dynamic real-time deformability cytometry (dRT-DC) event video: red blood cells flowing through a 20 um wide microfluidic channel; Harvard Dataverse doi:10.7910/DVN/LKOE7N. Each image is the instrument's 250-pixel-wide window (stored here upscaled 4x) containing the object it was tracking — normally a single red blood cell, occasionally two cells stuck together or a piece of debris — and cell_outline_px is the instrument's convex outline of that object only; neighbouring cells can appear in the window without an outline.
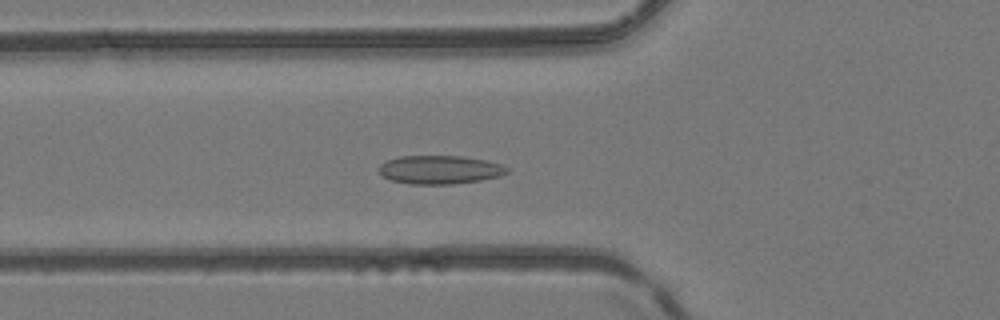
{"species": "common noctule bat (a hibernating species)", "species_latin": "Nyctalus noctula", "temperature_condition": "room temperature", "stored_images_in_passage": 35, "camera_frame_rate_fps": 3000, "um_per_image_px": 0.085, "animal": {"sex": "female", "body_mass_g": 24.6, "forearm_length_mm": 56.2}, "frame": {"image": 1, "passage_image": 11, "time_ms": 3.333, "image_size_px": [1000, 320], "cell_outline_px": [[508, 172], [500, 176], [480, 180], [452, 184], [412, 184], [392, 180], [384, 176], [376, 168], [380, 164], [388, 160], [400, 156], [460, 156], [484, 160], [500, 164], [508, 168]], "centroid_in_image_um": [37.36, 14.42], "position_along_channel_um": 88.4, "area_um2": 21.1}}
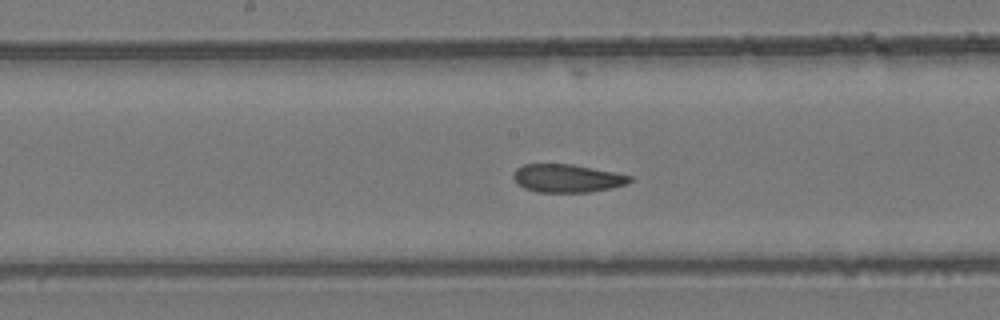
{"frame": {"image": 2, "passage_image": 19, "time_ms": 6.0, "image_size_px": [1000, 320], "cell_outline_px": [[632, 180], [628, 184], [612, 188], [588, 192], [536, 192], [524, 188], [516, 184], [512, 176], [512, 172], [516, 168], [524, 164], [572, 164], [632, 176]], "centroid_in_image_um": [48.16, 15.16], "position_along_channel_um": 200.0, "area_um2": 19.19}}
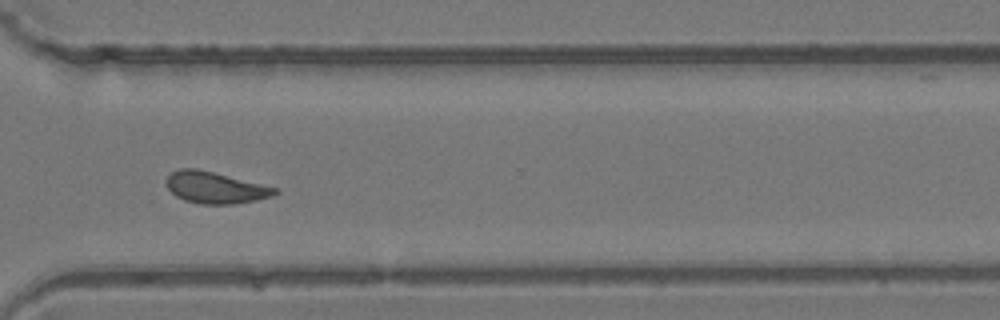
{"frame": {"image": 3, "passage_image": 30, "time_ms": 9.667, "image_size_px": [1000, 320], "cell_outline_px": [[280, 192], [272, 196], [256, 200], [232, 204], [200, 204], [184, 200], [176, 196], [164, 184], [164, 180], [172, 172], [180, 168], [196, 168], [280, 188]], "centroid_in_image_um": [18.3, 15.94], "position_along_channel_um": 352.3, "area_um2": 20.11}, "authors_computed_cell_mechanics": {"area_um2": 20.1144, "velocity_mm_per_s": 4.1609, "shape_relaxation_time_tau1_ms": null, "shape_relaxation_time_tau2_ms": 1.8346, "deformation_change_tau1": null, "deformation_change_tau2": 0.0853}}